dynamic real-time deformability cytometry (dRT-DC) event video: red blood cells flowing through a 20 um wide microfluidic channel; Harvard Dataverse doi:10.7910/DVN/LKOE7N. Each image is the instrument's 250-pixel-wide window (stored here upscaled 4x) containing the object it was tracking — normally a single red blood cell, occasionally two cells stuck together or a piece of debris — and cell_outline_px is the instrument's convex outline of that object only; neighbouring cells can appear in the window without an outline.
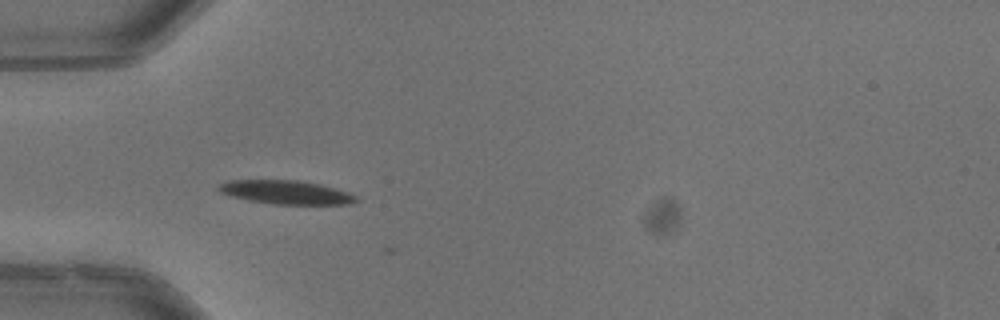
{"species": "common noctule bat (a hibernating species)", "species_latin": "Nyctalus noctula", "temperature_condition": "warm", "stored_images_in_passage": 3, "camera_frame_rate_fps": 3000, "um_per_image_px": 0.085, "animal": {"sex": "male", "body_mass_g": 13.3}, "frame": {"image": 1, "passage_image": 1, "time_ms": 0.0, "image_size_px": [1000, 320], "cell_outline_px": [[360, 200], [348, 204], [272, 204], [248, 200], [228, 196], [220, 192], [216, 188], [220, 184], [228, 180], [300, 180], [320, 184], [348, 192], [356, 196]], "centroid_in_image_um": [24.28, 16.34], "position_along_channel_um": 60.7, "area_um2": 19.07}}